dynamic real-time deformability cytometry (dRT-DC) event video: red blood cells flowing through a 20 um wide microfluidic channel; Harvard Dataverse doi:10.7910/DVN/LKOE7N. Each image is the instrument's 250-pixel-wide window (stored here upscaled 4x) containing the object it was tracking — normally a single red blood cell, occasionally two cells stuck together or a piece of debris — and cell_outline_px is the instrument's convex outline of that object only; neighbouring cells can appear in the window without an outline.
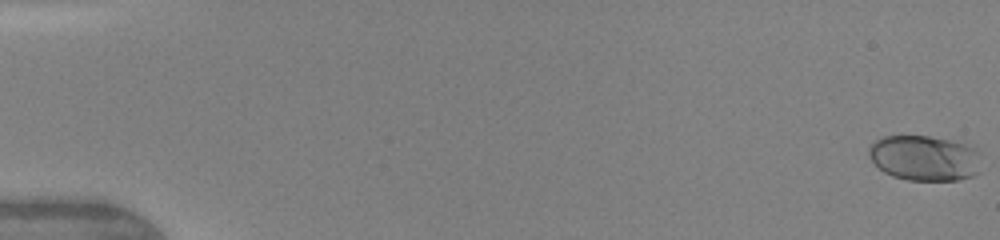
{"species": "human", "species_latin": "Homo sapiens", "temperature_condition": "warm", "stored_images_in_passage": 7, "camera_frame_rate_fps": 3000, "um_per_image_px": 0.085, "donor": {"sex": "female"}, "frame": {"image": 1, "passage_image": 1, "time_ms": 0.0, "image_size_px": [1000, 240], "cell_outline_px": [[984, 168], [980, 172], [972, 176], [956, 180], [908, 180], [892, 176], [884, 172], [868, 156], [868, 148], [880, 136], [928, 136], [976, 144]], "centroid_in_image_um": [78.68, 13.42], "position_along_channel_um": 6.3, "area_um2": 30.52}}
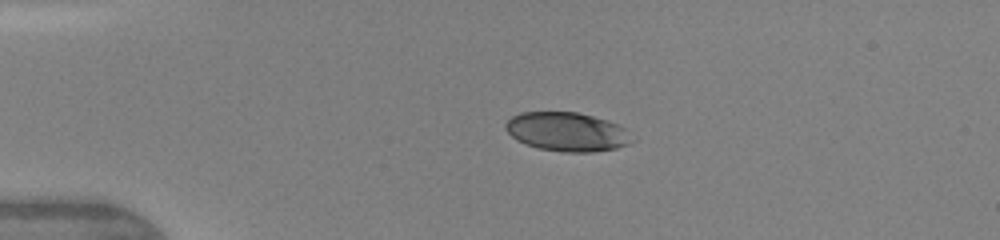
{"frame": {"image": 2, "passage_image": 4, "time_ms": 3.667, "image_size_px": [1000, 240], "cell_outline_px": [[636, 140], [628, 144], [616, 148], [592, 152], [564, 152], [540, 148], [524, 144], [516, 140], [504, 128], [504, 124], [512, 116], [520, 112], [576, 112], [608, 120], [624, 128]], "centroid_in_image_um": [48.19, 11.2], "position_along_channel_um": 36.8, "area_um2": 28.73}}